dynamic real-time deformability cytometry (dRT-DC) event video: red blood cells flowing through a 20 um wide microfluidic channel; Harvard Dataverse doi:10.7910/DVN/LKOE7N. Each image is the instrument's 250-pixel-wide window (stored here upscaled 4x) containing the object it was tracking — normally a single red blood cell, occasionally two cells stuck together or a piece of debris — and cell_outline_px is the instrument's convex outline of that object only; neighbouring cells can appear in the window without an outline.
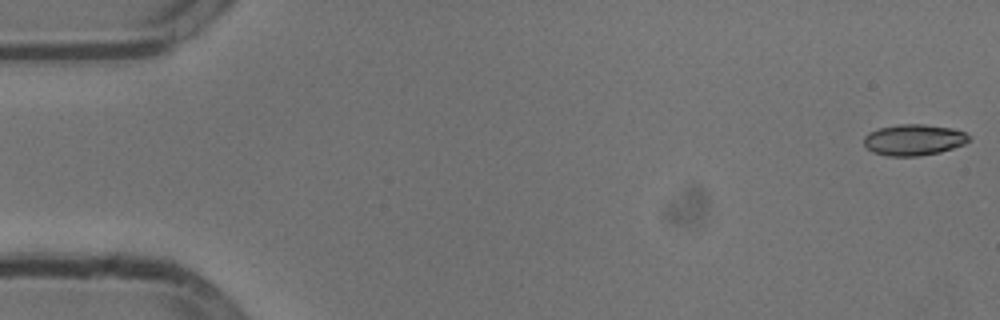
{"species": "common noctule bat (a hibernating species)", "species_latin": "Nyctalus noctula", "temperature_condition": "cold", "stored_images_in_passage": 54, "camera_frame_rate_fps": 3000, "um_per_image_px": 0.085, "animal": {"sex": "male", "body_mass_g": 13.3}, "frame": {"image": 1, "passage_image": 1, "time_ms": 0.0, "image_size_px": [1000, 320], "cell_outline_px": [[972, 140], [964, 144], [940, 152], [920, 156], [888, 156], [872, 152], [864, 144], [864, 136], [868, 132], [880, 128], [900, 124], [924, 124], [952, 128], [964, 132]], "centroid_in_image_um": [77.67, 11.89], "position_along_channel_um": 7.3, "area_um2": 19.07}}
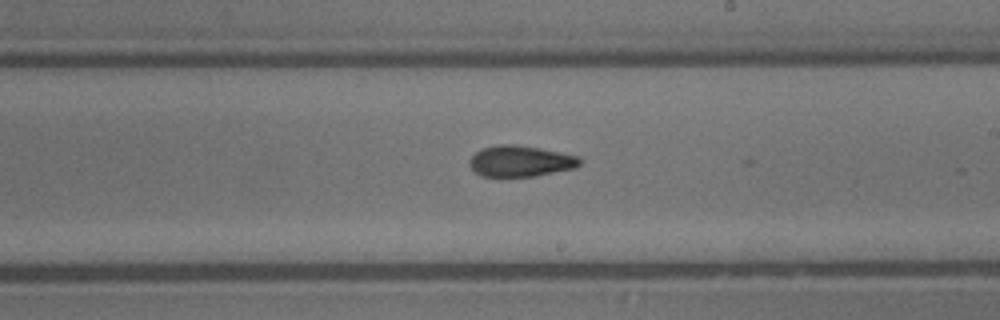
{"frame": {"image": 2, "passage_image": 31, "time_ms": 10.0, "image_size_px": [1000, 320], "cell_outline_px": [[580, 164], [576, 168], [536, 176], [480, 176], [468, 164], [468, 160], [480, 148], [500, 144], [516, 144], [540, 148], [580, 156]], "centroid_in_image_um": [44.24, 13.69], "position_along_channel_um": 244.8, "area_um2": 20.11}}
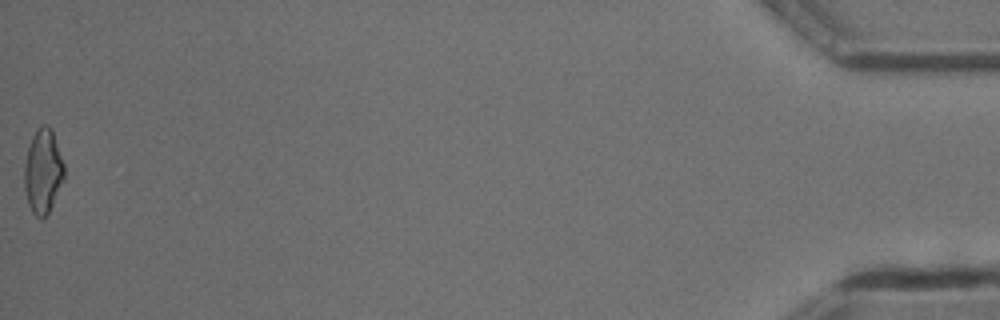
{"frame": {"image": 3, "passage_image": 54, "time_ms": 17.667, "image_size_px": [1000, 320], "cell_outline_px": [[64, 180], [48, 212], [40, 220], [32, 212], [28, 204], [24, 188], [24, 164], [28, 148], [32, 136], [36, 128], [40, 124], [48, 124], [52, 128], [64, 164]], "centroid_in_image_um": [3.65, 14.52], "position_along_channel_um": 431.6, "area_um2": 19.77}, "authors_computed_cell_mechanics": {"area_um2": 19.5942, "velocity_mm_per_s": 3.8158, "shape_relaxation_time_tau1_ms": 5.5075, "shape_relaxation_time_tau2_ms": 4.5792, "deformation_change_tau1": 0.1673, "deformation_change_tau2": 0.126}}